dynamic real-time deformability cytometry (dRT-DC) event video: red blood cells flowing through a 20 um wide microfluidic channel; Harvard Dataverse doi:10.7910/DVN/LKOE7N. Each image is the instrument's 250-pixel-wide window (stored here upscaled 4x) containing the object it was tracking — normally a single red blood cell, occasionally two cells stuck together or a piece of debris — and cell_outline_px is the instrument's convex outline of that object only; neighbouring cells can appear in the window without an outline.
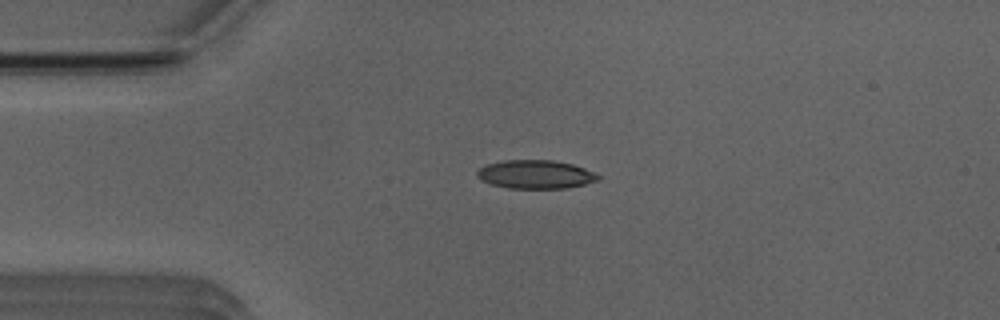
{"species": "Egyptian fruit bat (a non-hibernating species)", "species_latin": "Rousettus aegyptiacus", "temperature_condition": "room temperature", "stored_images_in_passage": 41, "camera_frame_rate_fps": 3000, "um_per_image_px": 0.085, "animal": {"sex": "male"}, "frame": {"image": 1, "passage_image": 1, "time_ms": 0.0, "image_size_px": [1000, 320], "cell_outline_px": [[600, 180], [568, 188], [508, 188], [492, 184], [480, 180], [476, 176], [476, 172], [484, 164], [504, 160], [552, 160], [572, 164], [584, 168], [600, 176]], "centroid_in_image_um": [45.49, 14.82], "position_along_channel_um": 39.5, "area_um2": 20.17}}
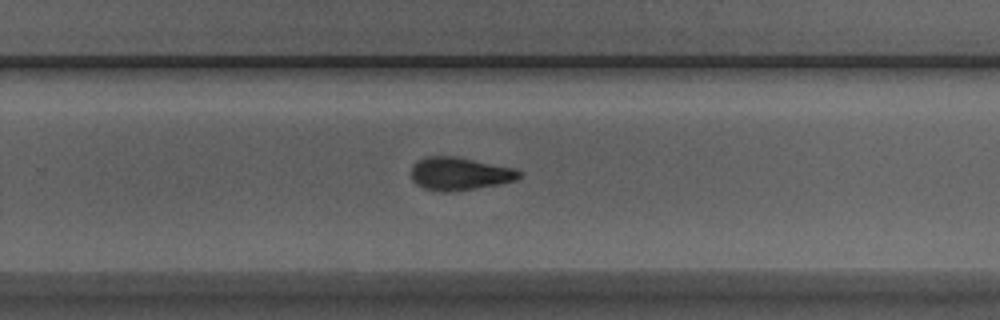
{"frame": {"image": 2, "passage_image": 22, "time_ms": 7.0, "image_size_px": [1000, 320], "cell_outline_px": [[520, 176], [516, 180], [476, 188], [452, 192], [440, 192], [424, 188], [416, 184], [412, 180], [412, 168], [424, 156], [456, 156], [516, 168], [520, 172]], "centroid_in_image_um": [39.07, 14.76], "position_along_channel_um": 290.7, "area_um2": 20.63}}
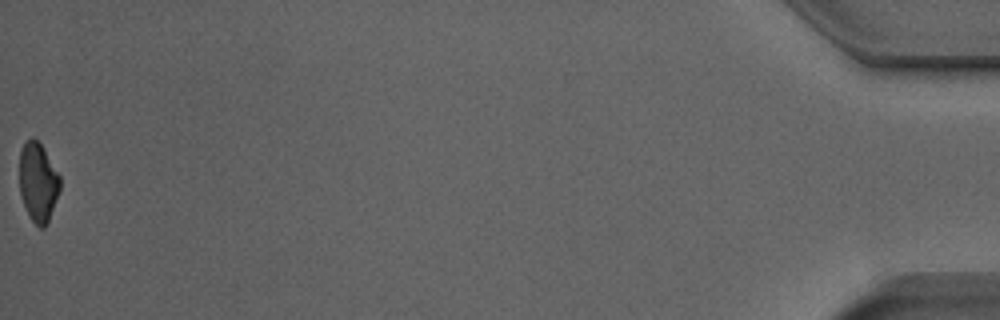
{"frame": {"image": 3, "passage_image": 41, "time_ms": 13.333, "image_size_px": [1000, 320], "cell_outline_px": [[60, 188], [48, 224], [44, 228], [40, 228], [28, 216], [20, 192], [20, 148], [32, 136], [40, 144], [60, 176]], "centroid_in_image_um": [3.23, 15.52], "position_along_channel_um": 432.0, "area_um2": 18.5}, "authors_computed_cell_mechanics": {"area_um2": 20.4034, "velocity_mm_per_s": 3.9408, "shape_relaxation_time_tau1_ms": 4.3518, "shape_relaxation_time_tau2_ms": 2.3081, "deformation_change_tau1": 0.1598, "deformation_change_tau2": 0.0975}}